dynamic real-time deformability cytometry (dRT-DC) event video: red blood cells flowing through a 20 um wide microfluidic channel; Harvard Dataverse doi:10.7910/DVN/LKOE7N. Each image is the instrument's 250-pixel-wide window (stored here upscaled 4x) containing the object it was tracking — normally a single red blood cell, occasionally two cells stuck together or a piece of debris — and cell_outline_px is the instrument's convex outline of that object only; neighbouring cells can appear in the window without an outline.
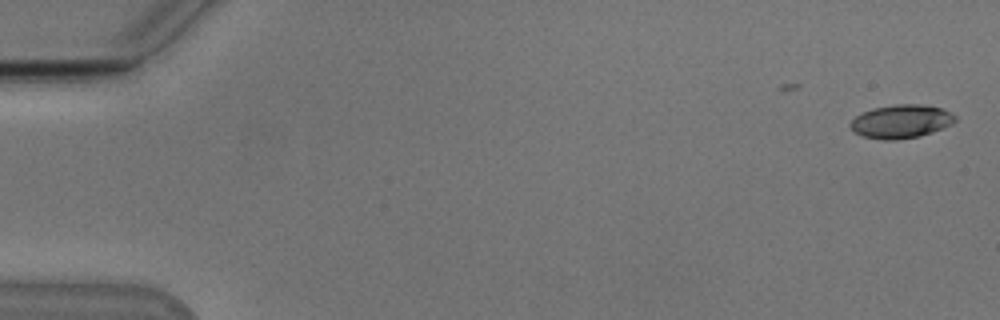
{"species": "Egyptian fruit bat (a non-hibernating species)", "species_latin": "Rousettus aegyptiacus", "temperature_condition": "cold", "stored_images_in_passage": 11, "camera_frame_rate_fps": 3000, "um_per_image_px": 0.085, "animal": {"sex": "male"}, "frame": {"image": 1, "passage_image": 1, "time_ms": 0.0, "image_size_px": [1000, 320], "cell_outline_px": [[956, 120], [952, 124], [932, 132], [920, 136], [896, 140], [884, 140], [864, 136], [856, 132], [848, 124], [856, 116], [872, 108], [896, 104], [920, 104], [940, 108], [956, 116]], "centroid_in_image_um": [76.59, 10.32], "position_along_channel_um": 8.4, "area_um2": 20.23}}